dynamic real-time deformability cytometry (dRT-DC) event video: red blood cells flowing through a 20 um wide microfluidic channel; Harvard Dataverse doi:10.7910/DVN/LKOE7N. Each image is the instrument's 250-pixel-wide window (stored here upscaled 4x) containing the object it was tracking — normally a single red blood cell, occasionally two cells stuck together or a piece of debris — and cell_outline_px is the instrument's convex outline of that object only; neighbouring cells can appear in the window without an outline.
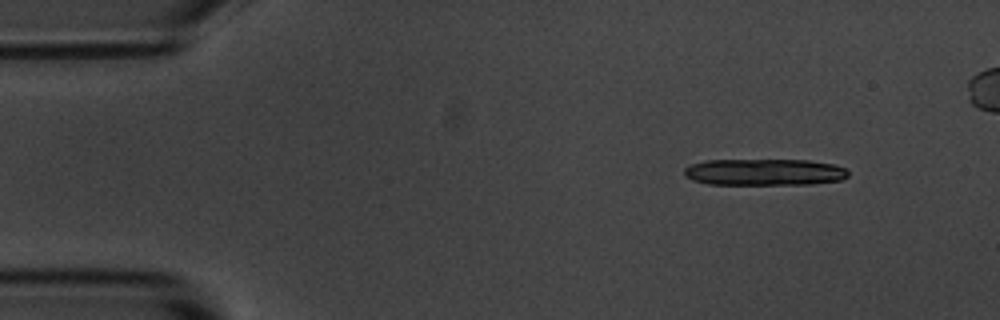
{"species": "common noctule bat (a hibernating species)", "species_latin": "Nyctalus noctula", "temperature_condition": "room temperature", "stored_images_in_passage": 33, "camera_frame_rate_fps": 3000, "um_per_image_px": 0.085, "animal": {"sex": "male", "body_mass_g": 20.1, "forearm_length_mm": 53.5}, "frame": {"image": 1, "passage_image": 1, "time_ms": 0.0, "image_size_px": [1000, 320], "cell_outline_px": [[848, 176], [844, 180], [812, 184], [708, 184], [692, 180], [684, 176], [684, 168], [692, 164], [708, 160], [808, 160], [832, 164], [844, 168], [848, 172]], "centroid_in_image_um": [64.98, 14.63], "position_along_channel_um": 20.0, "area_um2": 25.49}}
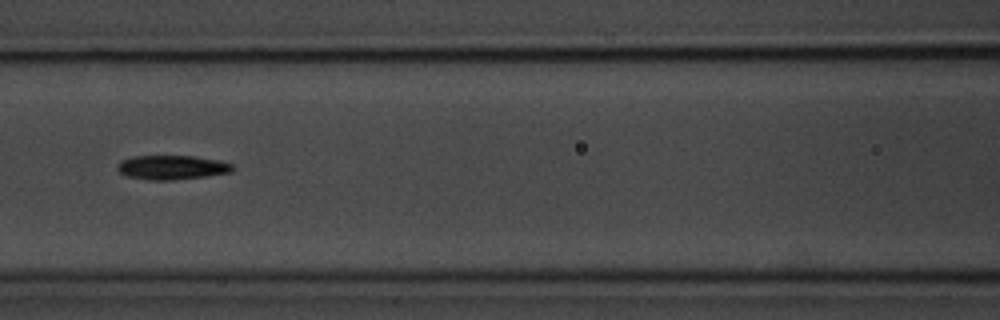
{"frame": {"image": 2, "passage_image": 19, "time_ms": 6.0, "image_size_px": [1000, 320], "cell_outline_px": [[236, 168], [232, 172], [208, 176], [172, 180], [148, 180], [128, 176], [120, 172], [116, 168], [120, 160], [132, 156], [196, 156], [220, 160], [232, 164]], "centroid_in_image_um": [14.65, 14.22], "position_along_channel_um": 152.0, "area_um2": 16.47}}